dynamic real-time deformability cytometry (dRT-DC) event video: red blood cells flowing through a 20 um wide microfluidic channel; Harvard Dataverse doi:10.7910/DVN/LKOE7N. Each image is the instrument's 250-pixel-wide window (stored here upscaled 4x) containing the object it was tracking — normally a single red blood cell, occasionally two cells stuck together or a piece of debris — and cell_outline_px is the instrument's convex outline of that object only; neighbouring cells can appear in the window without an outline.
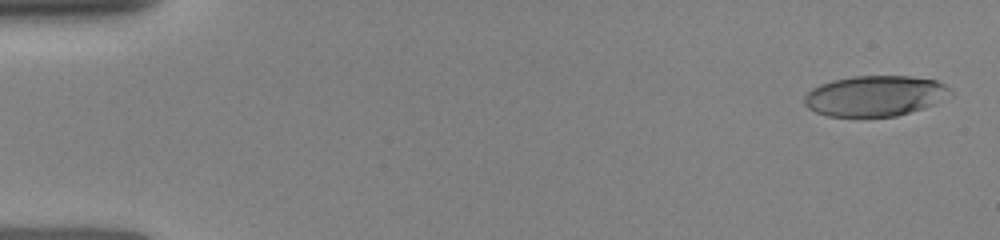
{"species": "human", "species_latin": "Homo sapiens", "temperature_condition": "room temperature", "stored_images_in_passage": 10, "camera_frame_rate_fps": 3000, "um_per_image_px": 0.085, "donor": {"sex": "female"}, "frame": {"image": 1, "passage_image": 1, "time_ms": 0.0, "image_size_px": [1000, 240], "cell_outline_px": [[952, 96], [936, 104], [924, 108], [896, 116], [828, 116], [816, 112], [808, 108], [804, 104], [804, 96], [812, 88], [820, 84], [832, 80], [856, 76], [912, 76], [936, 80], [952, 88]], "centroid_in_image_um": [74.43, 8.14], "position_along_channel_um": 10.6, "area_um2": 34.8}}
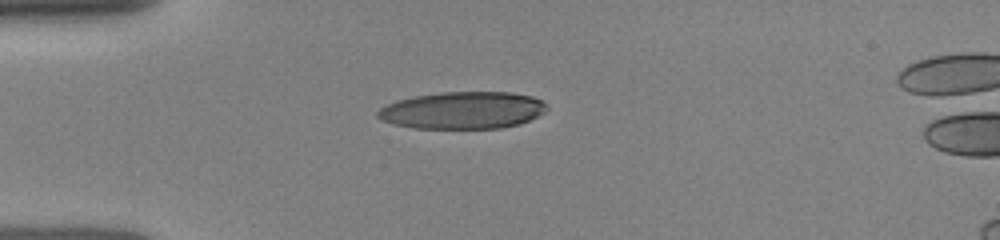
{"frame": {"image": 2, "passage_image": 7, "time_ms": 3.667, "image_size_px": [1000, 240], "cell_outline_px": [[548, 108], [544, 112], [520, 124], [500, 128], [416, 128], [392, 124], [376, 116], [376, 112], [380, 108], [396, 100], [412, 96], [440, 92], [512, 92], [532, 96], [548, 104]], "centroid_in_image_um": [39.33, 9.36], "position_along_channel_um": 45.7, "area_um2": 36.7}}
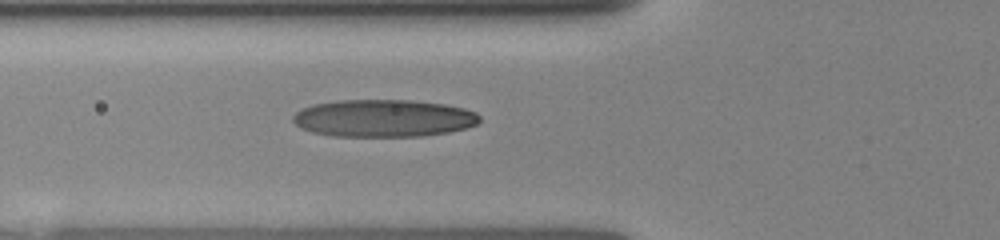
{"frame": {"image": 3, "passage_image": 10, "time_ms": 5.333, "image_size_px": [1000, 240], "cell_outline_px": [[480, 120], [476, 124], [464, 128], [448, 132], [424, 136], [332, 136], [312, 132], [300, 128], [292, 120], [292, 116], [296, 112], [312, 104], [340, 100], [408, 100], [444, 104], [464, 108], [476, 112], [480, 116]], "centroid_in_image_um": [32.58, 10.05], "position_along_channel_um": 93.2, "area_um2": 40.69}}